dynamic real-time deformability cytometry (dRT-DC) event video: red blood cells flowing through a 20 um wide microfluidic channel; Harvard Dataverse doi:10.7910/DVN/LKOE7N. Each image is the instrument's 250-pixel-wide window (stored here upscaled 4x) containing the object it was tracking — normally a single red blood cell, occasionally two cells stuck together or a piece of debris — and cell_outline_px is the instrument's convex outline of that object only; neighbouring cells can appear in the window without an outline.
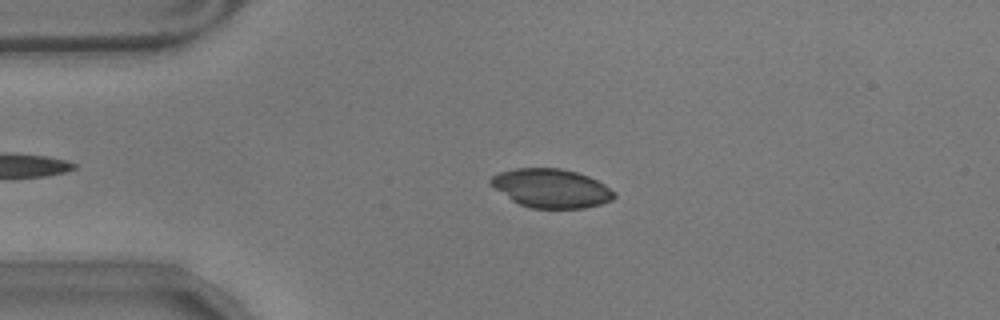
{"species": "common noctule bat (a hibernating species)", "species_latin": "Nyctalus noctula", "temperature_condition": "warm", "stored_images_in_passage": 51, "camera_frame_rate_fps": 3000, "um_per_image_px": 0.085, "animal": {"sex": "male", "body_mass_g": 17.9}, "frame": {"image": 1, "passage_image": 12, "time_ms": 3.667, "image_size_px": [1000, 320], "cell_outline_px": [[616, 196], [612, 200], [600, 204], [584, 208], [532, 208], [520, 204], [512, 200], [488, 184], [488, 180], [492, 176], [500, 172], [516, 168], [560, 168], [576, 172], [588, 176], [604, 184], [616, 192]], "centroid_in_image_um": [46.85, 16.0], "position_along_channel_um": 38.2, "area_um2": 27.92}}
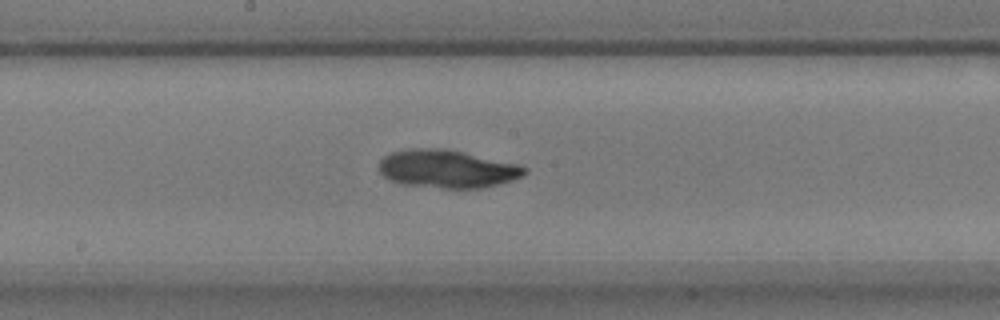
{"frame": {"image": 2, "passage_image": 29, "time_ms": 9.333, "image_size_px": [1000, 320], "cell_outline_px": [[528, 172], [524, 176], [500, 184], [480, 188], [440, 188], [404, 184], [388, 180], [380, 172], [380, 160], [388, 152], [408, 148], [444, 148], [464, 152], [520, 164], [528, 168]], "centroid_in_image_um": [38.03, 14.34], "position_along_channel_um": 210.2, "area_um2": 32.66}}
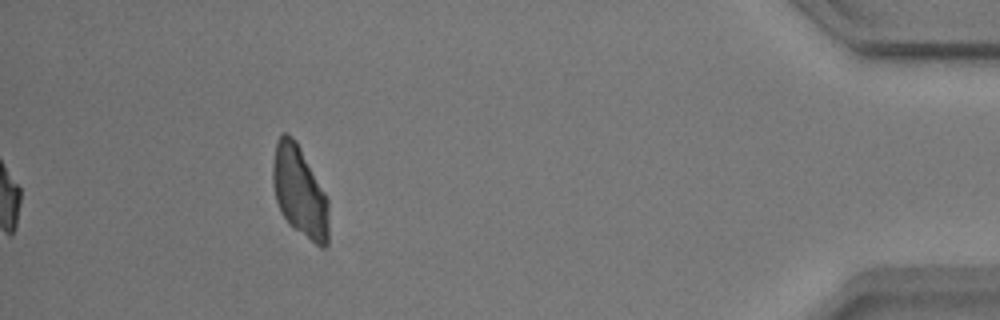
{"frame": {"image": 3, "passage_image": 51, "time_ms": 16.667, "image_size_px": [1000, 320], "cell_outline_px": [[328, 244], [324, 248], [320, 248], [292, 228], [288, 224], [280, 212], [276, 200], [272, 184], [272, 164], [276, 140], [280, 132], [288, 132], [296, 140], [324, 192], [328, 200]], "centroid_in_image_um": [25.44, 16.29], "position_along_channel_um": 409.8, "area_um2": 30.0}, "authors_computed_cell_mechanics": {"area_um2": 29.9982, "velocity_mm_per_s": 3.5208, "shape_relaxation_time_tau1_ms": null, "shape_relaxation_time_tau2_ms": 1.373, "deformation_change_tau1": null, "deformation_change_tau2": 0.036}}